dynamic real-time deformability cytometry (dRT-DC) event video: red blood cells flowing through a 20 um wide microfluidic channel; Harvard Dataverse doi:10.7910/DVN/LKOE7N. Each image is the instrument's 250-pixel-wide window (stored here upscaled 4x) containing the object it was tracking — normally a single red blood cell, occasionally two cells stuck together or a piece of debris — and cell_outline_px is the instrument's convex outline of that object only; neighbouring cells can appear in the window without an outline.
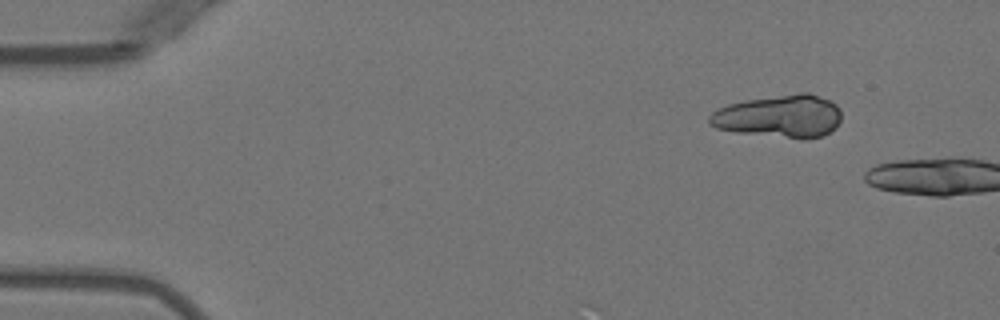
{"species": "Egyptian fruit bat (a non-hibernating species)", "species_latin": "Rousettus aegyptiacus", "temperature_condition": "warm", "stored_images_in_passage": 3, "camera_frame_rate_fps": 3000, "um_per_image_px": 0.085, "animal": {"sex": "female"}, "frame": {"image": 1, "passage_image": 1, "time_ms": 0.0, "image_size_px": [1000, 320], "cell_outline_px": [[840, 120], [836, 128], [824, 136], [804, 140], [800, 140], [736, 132], [716, 128], [708, 124], [708, 116], [712, 112], [728, 104], [744, 100], [800, 92], [808, 92], [828, 100], [836, 104], [840, 108]], "centroid_in_image_um": [66.27, 9.9], "position_along_channel_um": 18.7, "area_um2": 33.41}}